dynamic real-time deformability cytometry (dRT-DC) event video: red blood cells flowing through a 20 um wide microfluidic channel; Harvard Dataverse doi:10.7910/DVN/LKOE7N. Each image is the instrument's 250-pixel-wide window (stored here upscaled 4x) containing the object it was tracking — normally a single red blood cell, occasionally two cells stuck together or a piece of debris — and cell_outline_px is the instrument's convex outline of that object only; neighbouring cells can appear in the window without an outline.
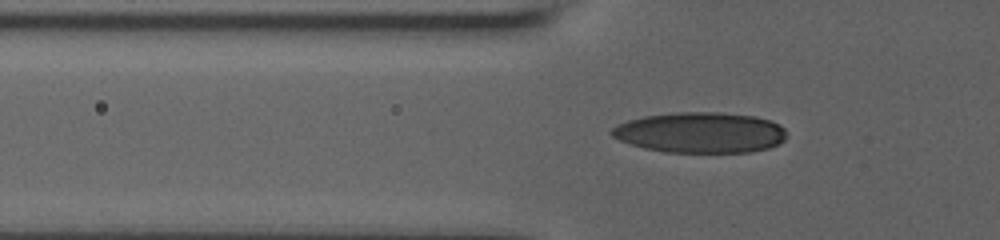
{"species": "human", "species_latin": "Homo sapiens", "temperature_condition": "room temperature", "stored_images_in_passage": 62, "camera_frame_rate_fps": 3000, "um_per_image_px": 0.085, "donor": {"sex": "male"}, "frame": {"image": 1, "passage_image": 10, "time_ms": 2.333, "image_size_px": [1000, 240], "cell_outline_px": [[788, 136], [780, 144], [768, 148], [748, 152], [664, 152], [644, 148], [620, 140], [612, 136], [608, 132], [612, 128], [628, 120], [644, 116], [676, 112], [720, 112], [756, 116], [772, 120], [780, 124], [788, 132]], "centroid_in_image_um": [59.59, 11.26], "position_along_channel_um": 66.2, "area_um2": 41.73}}
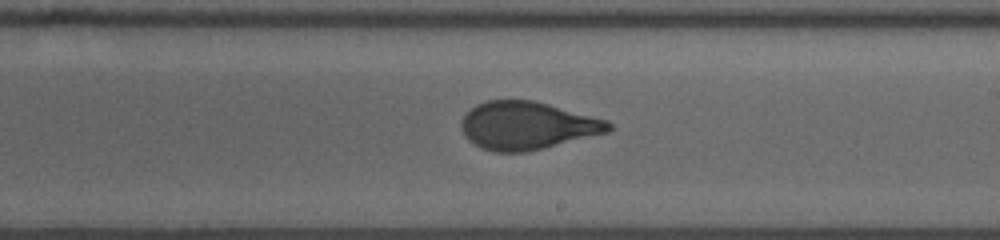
{"frame": {"image": 2, "passage_image": 31, "time_ms": 7.333, "image_size_px": [1000, 240], "cell_outline_px": [[612, 128], [608, 132], [544, 148], [524, 152], [496, 152], [480, 148], [468, 140], [464, 136], [460, 124], [464, 116], [476, 104], [488, 100], [532, 100], [548, 104], [608, 120], [612, 124]], "centroid_in_image_um": [44.79, 10.68], "position_along_channel_um": 244.2, "area_um2": 40.98}}
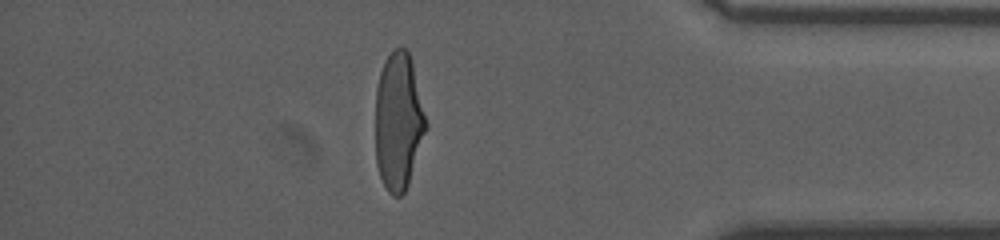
{"frame": {"image": 3, "passage_image": 52, "time_ms": 12.333, "image_size_px": [1000, 240], "cell_outline_px": [[428, 128], [408, 184], [404, 192], [400, 196], [392, 196], [388, 192], [380, 176], [376, 164], [376, 88], [380, 72], [384, 60], [396, 48], [408, 48], [412, 60], [428, 124]], "centroid_in_image_um": [33.88, 10.31], "position_along_channel_um": 401.3, "area_um2": 40.81}, "authors_computed_cell_mechanics": {"area_um2": 41.1536, "velocity_mm_per_s": 3.6681, "shape_relaxation_time_tau1_ms": 4.7046, "shape_relaxation_time_tau2_ms": 0.6928, "deformation_change_tau1": 0.189, "deformation_change_tau2": 0.0681}}